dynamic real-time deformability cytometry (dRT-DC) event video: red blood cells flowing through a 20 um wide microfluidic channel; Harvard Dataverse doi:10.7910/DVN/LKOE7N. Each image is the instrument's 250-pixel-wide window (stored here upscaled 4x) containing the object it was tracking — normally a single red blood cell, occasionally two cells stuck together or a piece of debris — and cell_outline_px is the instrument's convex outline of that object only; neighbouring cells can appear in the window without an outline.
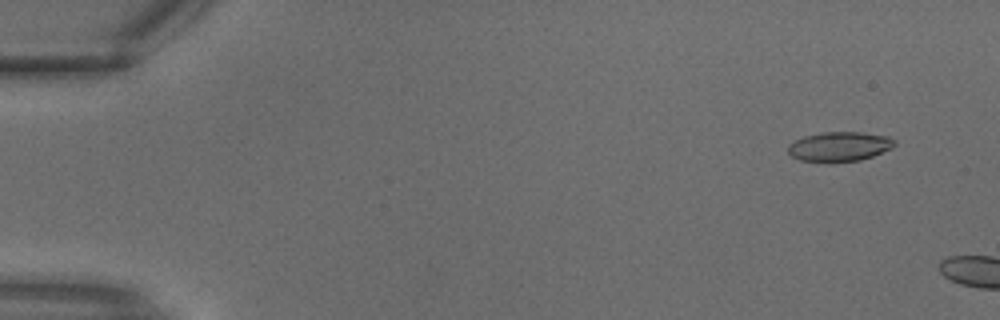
{"species": "common noctule bat (a hibernating species)", "species_latin": "Nyctalus noctula", "temperature_condition": "warm", "stored_images_in_passage": 5, "camera_frame_rate_fps": 3000, "um_per_image_px": 0.085, "animal": {"sex": "male", "body_mass_g": 18.8}, "frame": {"image": 1, "passage_image": 3, "time_ms": 0.667, "image_size_px": [1000, 320], "cell_outline_px": [[896, 144], [892, 148], [872, 156], [860, 160], [832, 164], [828, 164], [800, 160], [792, 156], [788, 152], [788, 144], [804, 136], [824, 132], [860, 132], [888, 136], [896, 140]], "centroid_in_image_um": [71.34, 12.48], "position_along_channel_um": 13.7, "area_um2": 18.79}}